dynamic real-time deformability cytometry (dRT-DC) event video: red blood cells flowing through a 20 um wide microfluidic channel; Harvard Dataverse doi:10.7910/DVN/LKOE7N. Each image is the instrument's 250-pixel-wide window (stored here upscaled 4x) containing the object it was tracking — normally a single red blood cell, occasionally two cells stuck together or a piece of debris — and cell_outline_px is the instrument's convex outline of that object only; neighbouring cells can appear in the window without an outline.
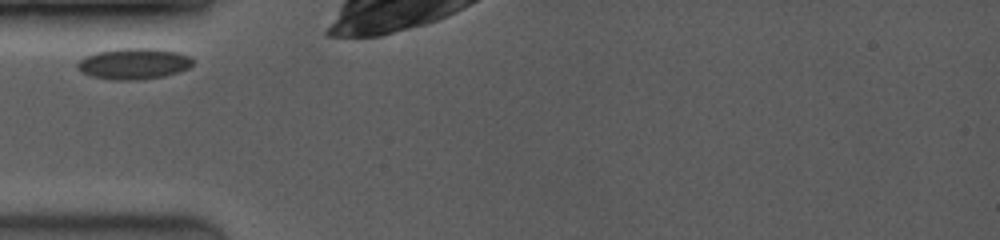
{"species": "common noctule bat (a hibernating species)", "species_latin": "Nyctalus noctula", "temperature_condition": "room temperature", "stored_images_in_passage": 11, "camera_frame_rate_fps": 3500, "um_per_image_px": 0.085, "animal": {"sex": "female", "body_mass_g": 19.0, "forearm_length_mm": 53.3}, "frame": {"image": 1, "passage_image": 1, "time_ms": 0.0, "image_size_px": [1000, 240], "cell_outline_px": [[196, 60], [188, 68], [180, 72], [164, 76], [136, 80], [112, 80], [92, 76], [80, 72], [76, 68], [76, 64], [84, 56], [96, 52], [120, 48], [152, 48], [176, 52], [192, 56]], "centroid_in_image_um": [11.37, 5.41], "position_along_channel_um": 73.6, "area_um2": 21.15}}